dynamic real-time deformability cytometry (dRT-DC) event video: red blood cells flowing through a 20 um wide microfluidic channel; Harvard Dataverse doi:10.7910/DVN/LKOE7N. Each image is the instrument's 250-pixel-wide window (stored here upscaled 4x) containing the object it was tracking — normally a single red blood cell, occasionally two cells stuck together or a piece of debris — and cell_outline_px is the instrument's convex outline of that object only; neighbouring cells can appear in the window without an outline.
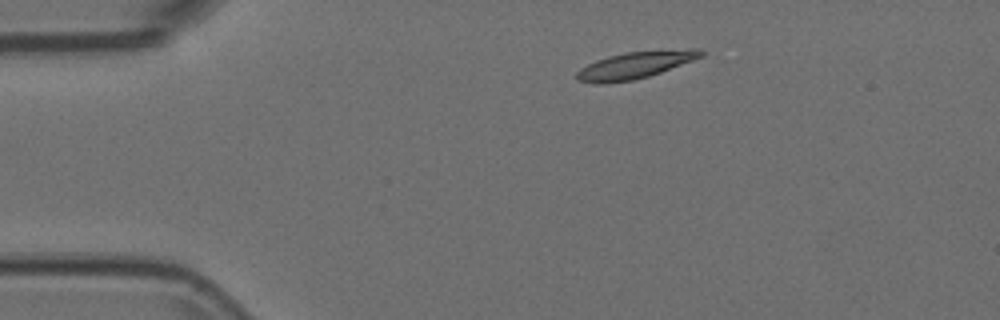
{"species": "Egyptian fruit bat (a non-hibernating species)", "species_latin": "Rousettus aegyptiacus", "temperature_condition": "room temperature", "stored_images_in_passage": 46, "camera_frame_rate_fps": 3000, "um_per_image_px": 0.085, "animal": {"sex": "female"}, "frame": {"image": 1, "passage_image": 1, "time_ms": 0.0, "image_size_px": [1000, 320], "cell_outline_px": [[704, 56], [660, 72], [648, 76], [632, 80], [600, 84], [596, 84], [576, 80], [576, 72], [580, 68], [596, 60], [608, 56], [624, 52], [688, 48], [700, 48], [704, 52]], "centroid_in_image_um": [53.99, 5.52], "position_along_channel_um": 31.0, "area_um2": 19.59}}
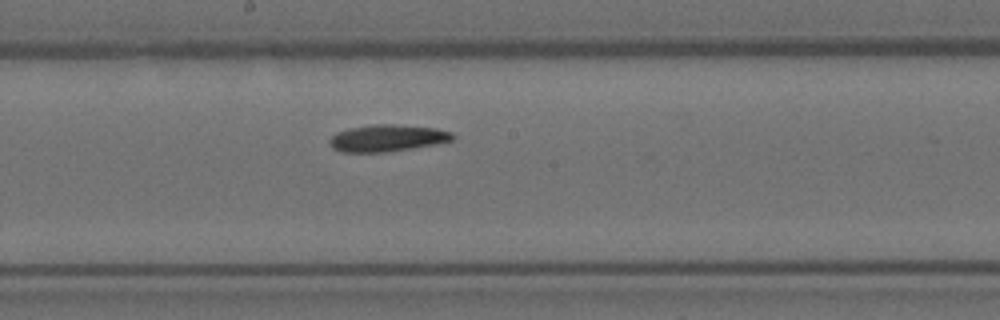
{"frame": {"image": 2, "passage_image": 20, "time_ms": 6.333, "image_size_px": [1000, 320], "cell_outline_px": [[456, 136], [452, 140], [436, 144], [388, 152], [340, 152], [332, 148], [328, 140], [336, 132], [352, 128], [372, 124], [396, 124], [436, 128], [452, 132]], "centroid_in_image_um": [32.92, 11.74], "position_along_channel_um": 215.3, "area_um2": 19.36}}
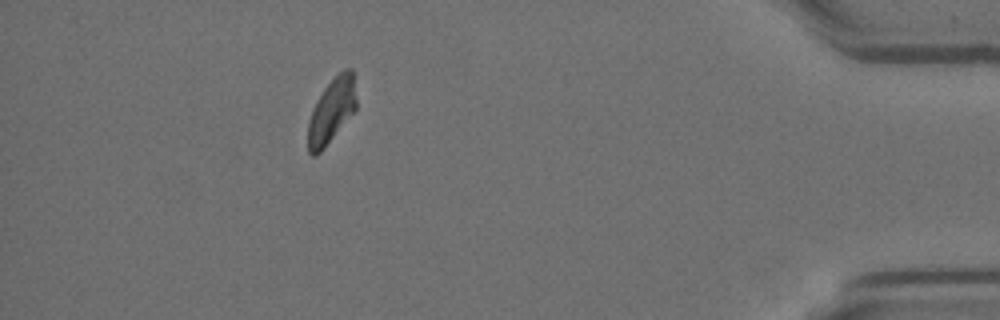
{"frame": {"image": 3, "passage_image": 40, "time_ms": 13.0, "image_size_px": [1000, 320], "cell_outline_px": [[356, 108], [324, 148], [316, 156], [312, 156], [308, 152], [308, 120], [312, 108], [316, 100], [324, 88], [344, 68], [352, 68], [356, 100]], "centroid_in_image_um": [28.15, 9.42], "position_along_channel_um": 407.0, "area_um2": 17.98}}